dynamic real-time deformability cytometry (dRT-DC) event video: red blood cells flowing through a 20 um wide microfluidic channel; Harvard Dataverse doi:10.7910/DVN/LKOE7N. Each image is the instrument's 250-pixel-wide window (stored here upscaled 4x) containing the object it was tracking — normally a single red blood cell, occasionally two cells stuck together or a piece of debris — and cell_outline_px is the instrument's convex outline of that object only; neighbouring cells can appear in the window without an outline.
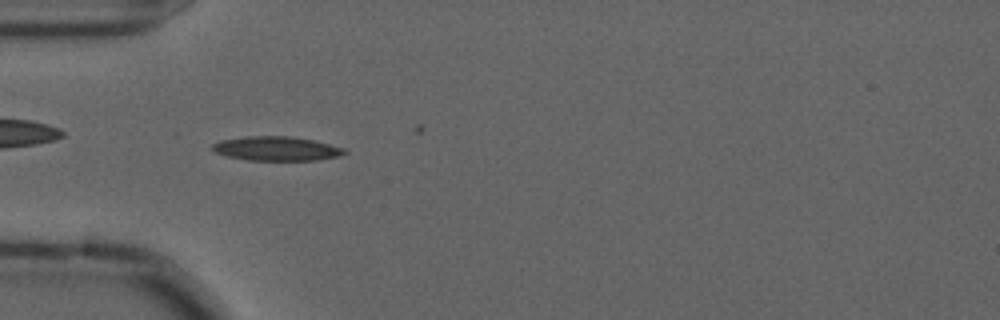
{"species": "common noctule bat (a hibernating species)", "species_latin": "Nyctalus noctula", "temperature_condition": "cold", "stored_images_in_passage": 5, "camera_frame_rate_fps": 3000, "um_per_image_px": 0.085, "animal": {"sex": "male", "forearm_length_mm": 52.5}, "frame": {"image": 1, "passage_image": 1, "time_ms": 0.0, "image_size_px": [1000, 320], "cell_outline_px": [[348, 152], [336, 156], [316, 160], [248, 160], [228, 156], [216, 152], [212, 148], [212, 144], [220, 140], [244, 136], [288, 136], [312, 140], [344, 148]], "centroid_in_image_um": [23.46, 12.62], "position_along_channel_um": 61.5, "area_um2": 18.38}}
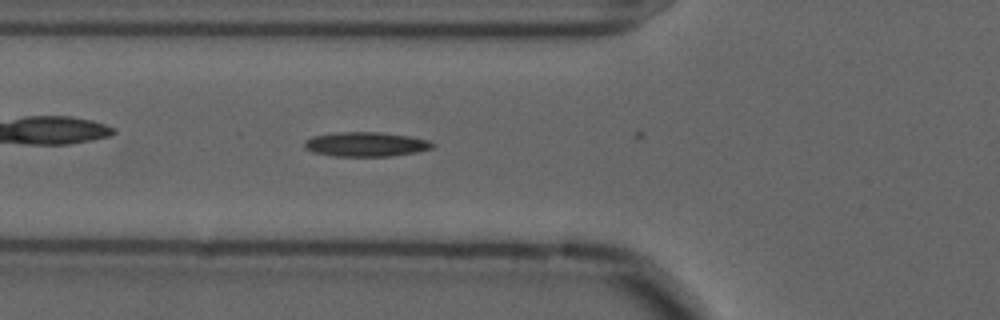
{"frame": {"image": 2, "passage_image": 4, "time_ms": 1.0, "image_size_px": [1000, 320], "cell_outline_px": [[436, 144], [432, 148], [416, 152], [392, 156], [332, 156], [312, 152], [304, 148], [304, 140], [312, 136], [336, 132], [380, 132], [408, 136], [428, 140]], "centroid_in_image_um": [31.06, 12.26], "position_along_channel_um": 94.7, "area_um2": 18.38}}